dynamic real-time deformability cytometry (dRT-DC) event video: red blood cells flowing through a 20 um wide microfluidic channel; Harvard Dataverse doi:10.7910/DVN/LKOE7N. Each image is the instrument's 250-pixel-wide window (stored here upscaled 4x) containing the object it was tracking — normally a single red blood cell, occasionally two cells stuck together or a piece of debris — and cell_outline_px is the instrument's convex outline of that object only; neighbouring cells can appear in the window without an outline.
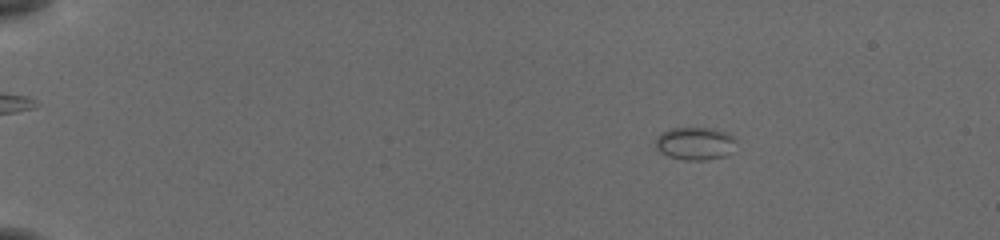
{"species": "common noctule bat (a hibernating species)", "species_latin": "Nyctalus noctula", "temperature_condition": "cold", "stored_images_in_passage": 56, "camera_frame_rate_fps": 3000, "um_per_image_px": 0.085, "animal": {"sex": "female", "body_mass_g": 19.5, "forearm_length_mm": 54.1}, "frame": {"image": 1, "passage_image": 10, "time_ms": 3.0, "image_size_px": [1000, 240], "cell_outline_px": [[736, 140], [728, 152], [724, 156], [704, 160], [684, 160], [668, 156], [660, 152], [656, 148], [656, 140], [660, 132], [672, 128], [712, 128], [728, 132]], "centroid_in_image_um": [59.04, 12.18], "position_along_channel_um": 26.0, "area_um2": 15.26}}
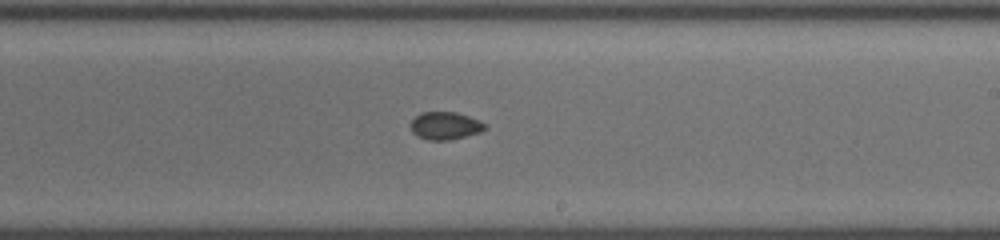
{"frame": {"image": 2, "passage_image": 36, "time_ms": 11.667, "image_size_px": [1000, 240], "cell_outline_px": [[488, 128], [480, 132], [448, 140], [428, 140], [416, 136], [412, 132], [408, 124], [420, 112], [456, 112], [480, 120]], "centroid_in_image_um": [37.8, 10.68], "position_along_channel_um": 251.2, "area_um2": 12.08}}
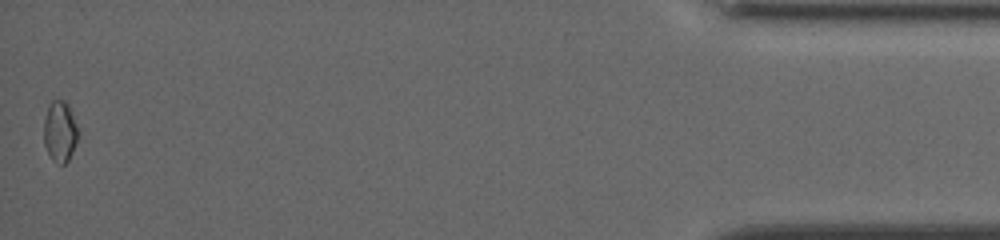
{"frame": {"image": 3, "passage_image": 56, "time_ms": 18.333, "image_size_px": [1000, 240], "cell_outline_px": [[80, 132], [72, 152], [68, 160], [64, 164], [60, 164], [52, 160], [44, 144], [44, 120], [48, 104], [52, 100], [64, 100], [68, 104]], "centroid_in_image_um": [5.1, 11.15], "position_along_channel_um": 430.1, "area_um2": 12.25}, "authors_computed_cell_mechanics": {"area_um2": 12.3981, "velocity_mm_per_s": 3.8299, "shape_relaxation_time_tau1_ms": null, "shape_relaxation_time_tau2_ms": 4.2648, "deformation_change_tau1": null, "deformation_change_tau2": 0.0609}}